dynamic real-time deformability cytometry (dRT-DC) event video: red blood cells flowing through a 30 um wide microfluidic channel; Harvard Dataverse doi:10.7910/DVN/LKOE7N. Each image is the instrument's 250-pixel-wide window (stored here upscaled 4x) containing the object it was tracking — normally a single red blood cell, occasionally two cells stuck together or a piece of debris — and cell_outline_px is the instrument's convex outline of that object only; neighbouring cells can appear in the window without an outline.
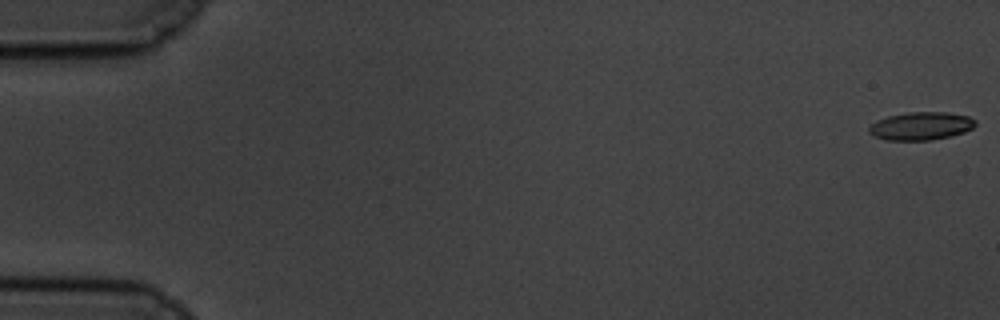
{"species": "common noctule bat (a hibernating species)", "species_latin": "Nyctalus noctula", "temperature_condition": "cold", "stored_images_in_passage": 13, "camera_frame_rate_fps": 3000, "um_per_image_px": 0.085, "animal": {"sex": "male", "body_mass_g": 19.5, "forearm_length_mm": 54.6}, "frame": {"image": 1, "passage_image": 1, "time_ms": 0.0, "image_size_px": [1000, 320], "cell_outline_px": [[976, 124], [972, 128], [964, 132], [952, 136], [928, 140], [888, 140], [876, 136], [868, 132], [868, 128], [876, 120], [888, 116], [908, 112], [948, 112], [968, 116], [976, 120]], "centroid_in_image_um": [78.3, 10.7], "position_along_channel_um": 6.7, "area_um2": 17.34}}